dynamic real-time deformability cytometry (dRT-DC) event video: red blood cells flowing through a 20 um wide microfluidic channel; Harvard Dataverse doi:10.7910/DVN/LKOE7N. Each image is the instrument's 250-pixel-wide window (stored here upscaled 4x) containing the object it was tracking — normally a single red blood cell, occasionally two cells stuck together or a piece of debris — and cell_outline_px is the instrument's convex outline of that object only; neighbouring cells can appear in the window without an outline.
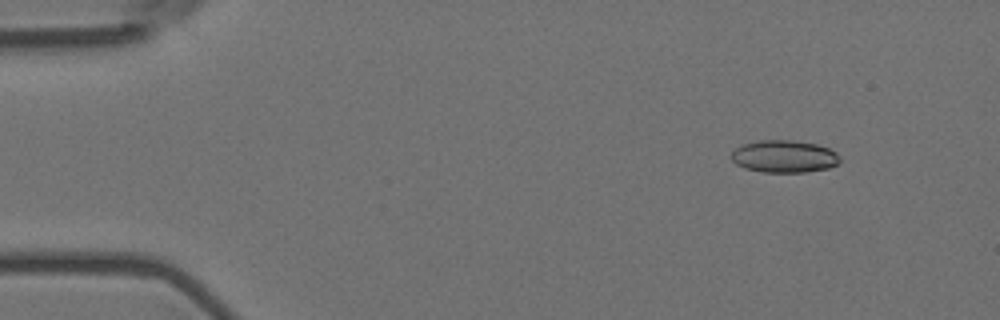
{"species": "Egyptian fruit bat (a non-hibernating species)", "species_latin": "Rousettus aegyptiacus", "temperature_condition": "room temperature", "stored_images_in_passage": 4, "camera_frame_rate_fps": 3000, "um_per_image_px": 0.085, "animal": {"sex": "female"}, "frame": {"image": 1, "passage_image": 2, "time_ms": 0.333, "image_size_px": [1000, 320], "cell_outline_px": [[840, 164], [828, 168], [804, 172], [760, 172], [744, 168], [736, 164], [732, 160], [732, 152], [736, 148], [744, 144], [756, 140], [792, 140], [816, 144], [828, 148], [836, 152], [840, 156]], "centroid_in_image_um": [66.67, 13.3], "position_along_channel_um": 18.3, "area_um2": 20.58}}